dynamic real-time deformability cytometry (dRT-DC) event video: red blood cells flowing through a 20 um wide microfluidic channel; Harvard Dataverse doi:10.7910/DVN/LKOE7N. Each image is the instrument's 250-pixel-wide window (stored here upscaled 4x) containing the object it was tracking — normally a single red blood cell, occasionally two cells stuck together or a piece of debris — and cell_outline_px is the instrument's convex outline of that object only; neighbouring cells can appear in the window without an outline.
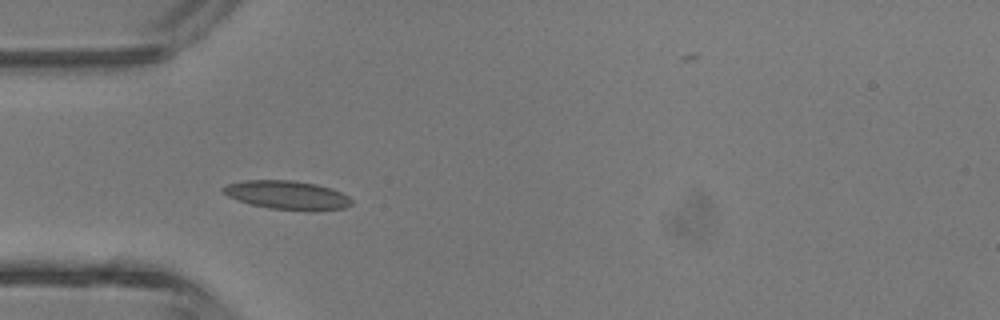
{"species": "common noctule bat (a hibernating species)", "species_latin": "Nyctalus noctula", "temperature_condition": "room temperature", "stored_images_in_passage": 4, "camera_frame_rate_fps": 3000, "um_per_image_px": 0.085, "animal": {"sex": "male", "body_mass_g": 13.3}, "frame": {"image": 1, "passage_image": 3, "time_ms": 2.333, "image_size_px": [1000, 320], "cell_outline_px": [[352, 204], [344, 208], [316, 212], [304, 212], [268, 208], [236, 200], [220, 192], [220, 188], [228, 184], [244, 180], [292, 180], [316, 184], [332, 188], [348, 196], [352, 200]], "centroid_in_image_um": [24.42, 16.6], "position_along_channel_um": 60.6, "area_um2": 22.02}}
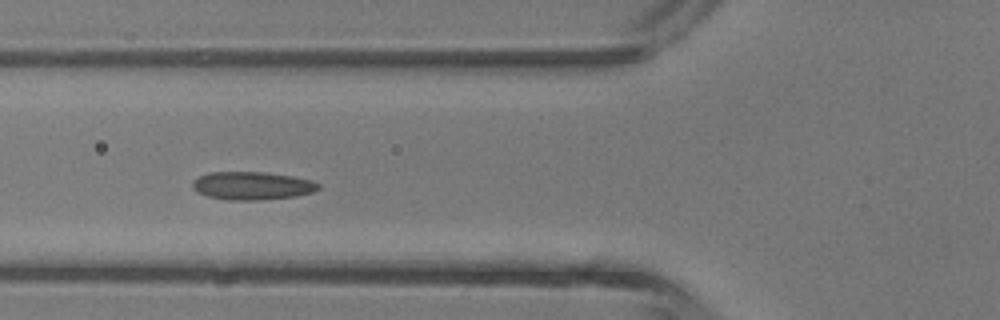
{"frame": {"image": 2, "passage_image": 4, "time_ms": 3.333, "image_size_px": [1000, 320], "cell_outline_px": [[320, 188], [312, 192], [296, 196], [260, 200], [228, 200], [208, 196], [196, 192], [192, 188], [192, 184], [200, 176], [208, 172], [264, 172], [292, 176], [312, 180], [320, 184]], "centroid_in_image_um": [21.44, 15.79], "position_along_channel_um": 104.4, "area_um2": 20.58}}